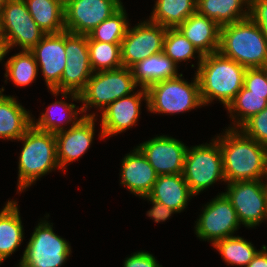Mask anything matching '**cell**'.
Segmentation results:
<instances>
[{
    "label": "cell",
    "mask_w": 267,
    "mask_h": 267,
    "mask_svg": "<svg viewBox=\"0 0 267 267\" xmlns=\"http://www.w3.org/2000/svg\"><path fill=\"white\" fill-rule=\"evenodd\" d=\"M225 128L214 137L222 153L226 183L262 180L267 169V147L240 129Z\"/></svg>",
    "instance_id": "6da1fadb"
},
{
    "label": "cell",
    "mask_w": 267,
    "mask_h": 267,
    "mask_svg": "<svg viewBox=\"0 0 267 267\" xmlns=\"http://www.w3.org/2000/svg\"><path fill=\"white\" fill-rule=\"evenodd\" d=\"M246 68L219 51L203 55L195 71L204 106L219 101L226 108L243 88Z\"/></svg>",
    "instance_id": "7a4b0ae2"
},
{
    "label": "cell",
    "mask_w": 267,
    "mask_h": 267,
    "mask_svg": "<svg viewBox=\"0 0 267 267\" xmlns=\"http://www.w3.org/2000/svg\"><path fill=\"white\" fill-rule=\"evenodd\" d=\"M17 141L22 142L16 191L19 194L60 167L57 162L54 133L39 130L32 124Z\"/></svg>",
    "instance_id": "3957f363"
},
{
    "label": "cell",
    "mask_w": 267,
    "mask_h": 267,
    "mask_svg": "<svg viewBox=\"0 0 267 267\" xmlns=\"http://www.w3.org/2000/svg\"><path fill=\"white\" fill-rule=\"evenodd\" d=\"M219 52L246 69L267 66V39L250 17L221 26Z\"/></svg>",
    "instance_id": "277c9868"
},
{
    "label": "cell",
    "mask_w": 267,
    "mask_h": 267,
    "mask_svg": "<svg viewBox=\"0 0 267 267\" xmlns=\"http://www.w3.org/2000/svg\"><path fill=\"white\" fill-rule=\"evenodd\" d=\"M138 86L131 68L93 72L86 87L79 94L84 117H98L97 112L88 113L91 108L101 113L110 103L134 93Z\"/></svg>",
    "instance_id": "5b68a950"
},
{
    "label": "cell",
    "mask_w": 267,
    "mask_h": 267,
    "mask_svg": "<svg viewBox=\"0 0 267 267\" xmlns=\"http://www.w3.org/2000/svg\"><path fill=\"white\" fill-rule=\"evenodd\" d=\"M191 82L179 76L156 82L147 89L148 109L153 114L175 115L203 107L196 74Z\"/></svg>",
    "instance_id": "8992f818"
},
{
    "label": "cell",
    "mask_w": 267,
    "mask_h": 267,
    "mask_svg": "<svg viewBox=\"0 0 267 267\" xmlns=\"http://www.w3.org/2000/svg\"><path fill=\"white\" fill-rule=\"evenodd\" d=\"M38 221L17 267H62L72 250L69 241L57 235L46 214Z\"/></svg>",
    "instance_id": "52a82bcc"
},
{
    "label": "cell",
    "mask_w": 267,
    "mask_h": 267,
    "mask_svg": "<svg viewBox=\"0 0 267 267\" xmlns=\"http://www.w3.org/2000/svg\"><path fill=\"white\" fill-rule=\"evenodd\" d=\"M182 174L195 196L210 188L217 181L225 184L219 142L213 137L209 143L187 147Z\"/></svg>",
    "instance_id": "ba28073f"
},
{
    "label": "cell",
    "mask_w": 267,
    "mask_h": 267,
    "mask_svg": "<svg viewBox=\"0 0 267 267\" xmlns=\"http://www.w3.org/2000/svg\"><path fill=\"white\" fill-rule=\"evenodd\" d=\"M1 35L7 49L30 51L46 34L31 17L24 0H7L0 11Z\"/></svg>",
    "instance_id": "9c48e42d"
},
{
    "label": "cell",
    "mask_w": 267,
    "mask_h": 267,
    "mask_svg": "<svg viewBox=\"0 0 267 267\" xmlns=\"http://www.w3.org/2000/svg\"><path fill=\"white\" fill-rule=\"evenodd\" d=\"M200 210L202 212L195 221L194 233L200 241L210 242L211 246L218 240L234 236L241 226L236 210L223 192L209 200Z\"/></svg>",
    "instance_id": "30bf717a"
},
{
    "label": "cell",
    "mask_w": 267,
    "mask_h": 267,
    "mask_svg": "<svg viewBox=\"0 0 267 267\" xmlns=\"http://www.w3.org/2000/svg\"><path fill=\"white\" fill-rule=\"evenodd\" d=\"M226 185L223 193L231 201L241 225L256 229L267 221V197L262 180L234 181Z\"/></svg>",
    "instance_id": "8fae6325"
},
{
    "label": "cell",
    "mask_w": 267,
    "mask_h": 267,
    "mask_svg": "<svg viewBox=\"0 0 267 267\" xmlns=\"http://www.w3.org/2000/svg\"><path fill=\"white\" fill-rule=\"evenodd\" d=\"M167 28L149 19L140 21L134 27L129 24L121 42L123 67L132 68L150 55L163 52V41Z\"/></svg>",
    "instance_id": "7c38bea8"
},
{
    "label": "cell",
    "mask_w": 267,
    "mask_h": 267,
    "mask_svg": "<svg viewBox=\"0 0 267 267\" xmlns=\"http://www.w3.org/2000/svg\"><path fill=\"white\" fill-rule=\"evenodd\" d=\"M122 6L121 0H64L65 30L88 35Z\"/></svg>",
    "instance_id": "4fadbf2b"
},
{
    "label": "cell",
    "mask_w": 267,
    "mask_h": 267,
    "mask_svg": "<svg viewBox=\"0 0 267 267\" xmlns=\"http://www.w3.org/2000/svg\"><path fill=\"white\" fill-rule=\"evenodd\" d=\"M140 89L134 93L124 96L110 103L101 113L100 117V139L110 138L116 134L126 132L135 126L140 119L142 101L148 109L147 89Z\"/></svg>",
    "instance_id": "5bb4252c"
},
{
    "label": "cell",
    "mask_w": 267,
    "mask_h": 267,
    "mask_svg": "<svg viewBox=\"0 0 267 267\" xmlns=\"http://www.w3.org/2000/svg\"><path fill=\"white\" fill-rule=\"evenodd\" d=\"M66 66L60 81V92L80 94L93 74L88 51L87 35L65 30Z\"/></svg>",
    "instance_id": "9a60e30c"
},
{
    "label": "cell",
    "mask_w": 267,
    "mask_h": 267,
    "mask_svg": "<svg viewBox=\"0 0 267 267\" xmlns=\"http://www.w3.org/2000/svg\"><path fill=\"white\" fill-rule=\"evenodd\" d=\"M158 175L183 173L187 147L169 135L155 137L136 146Z\"/></svg>",
    "instance_id": "2e32d148"
},
{
    "label": "cell",
    "mask_w": 267,
    "mask_h": 267,
    "mask_svg": "<svg viewBox=\"0 0 267 267\" xmlns=\"http://www.w3.org/2000/svg\"><path fill=\"white\" fill-rule=\"evenodd\" d=\"M33 54L39 70L42 72L48 92H60V81L66 66L65 31L48 33L33 47Z\"/></svg>",
    "instance_id": "e0dca14e"
},
{
    "label": "cell",
    "mask_w": 267,
    "mask_h": 267,
    "mask_svg": "<svg viewBox=\"0 0 267 267\" xmlns=\"http://www.w3.org/2000/svg\"><path fill=\"white\" fill-rule=\"evenodd\" d=\"M97 117H83L76 125L55 133L57 162L63 173L92 146Z\"/></svg>",
    "instance_id": "ac0fdd59"
},
{
    "label": "cell",
    "mask_w": 267,
    "mask_h": 267,
    "mask_svg": "<svg viewBox=\"0 0 267 267\" xmlns=\"http://www.w3.org/2000/svg\"><path fill=\"white\" fill-rule=\"evenodd\" d=\"M50 93L55 97L61 95V99H57L50 104L38 119L32 118V124L37 129L55 134L76 125L84 117L81 107L79 108L76 104L65 101V99L69 98L67 99L68 101L72 100V102L81 103L79 94L55 90H50Z\"/></svg>",
    "instance_id": "d6986e66"
},
{
    "label": "cell",
    "mask_w": 267,
    "mask_h": 267,
    "mask_svg": "<svg viewBox=\"0 0 267 267\" xmlns=\"http://www.w3.org/2000/svg\"><path fill=\"white\" fill-rule=\"evenodd\" d=\"M133 148L121 160L120 184L131 194L142 198L150 194L158 174L143 153L137 147Z\"/></svg>",
    "instance_id": "ffe728a7"
},
{
    "label": "cell",
    "mask_w": 267,
    "mask_h": 267,
    "mask_svg": "<svg viewBox=\"0 0 267 267\" xmlns=\"http://www.w3.org/2000/svg\"><path fill=\"white\" fill-rule=\"evenodd\" d=\"M0 88V140L16 141L32 125L34 117L24 108L15 96L4 95Z\"/></svg>",
    "instance_id": "44dd1931"
},
{
    "label": "cell",
    "mask_w": 267,
    "mask_h": 267,
    "mask_svg": "<svg viewBox=\"0 0 267 267\" xmlns=\"http://www.w3.org/2000/svg\"><path fill=\"white\" fill-rule=\"evenodd\" d=\"M202 55L219 51L220 26L197 11L177 27Z\"/></svg>",
    "instance_id": "7402d4cb"
},
{
    "label": "cell",
    "mask_w": 267,
    "mask_h": 267,
    "mask_svg": "<svg viewBox=\"0 0 267 267\" xmlns=\"http://www.w3.org/2000/svg\"><path fill=\"white\" fill-rule=\"evenodd\" d=\"M149 196L177 213H181L195 195L191 192L183 174L180 173L158 175Z\"/></svg>",
    "instance_id": "603a6c76"
},
{
    "label": "cell",
    "mask_w": 267,
    "mask_h": 267,
    "mask_svg": "<svg viewBox=\"0 0 267 267\" xmlns=\"http://www.w3.org/2000/svg\"><path fill=\"white\" fill-rule=\"evenodd\" d=\"M24 234L18 202L8 199L0 210V265L18 251Z\"/></svg>",
    "instance_id": "cb8c5ba5"
},
{
    "label": "cell",
    "mask_w": 267,
    "mask_h": 267,
    "mask_svg": "<svg viewBox=\"0 0 267 267\" xmlns=\"http://www.w3.org/2000/svg\"><path fill=\"white\" fill-rule=\"evenodd\" d=\"M178 67L168 56L161 52L150 55L131 69L139 87L148 88L156 82L179 76Z\"/></svg>",
    "instance_id": "d4e9b609"
},
{
    "label": "cell",
    "mask_w": 267,
    "mask_h": 267,
    "mask_svg": "<svg viewBox=\"0 0 267 267\" xmlns=\"http://www.w3.org/2000/svg\"><path fill=\"white\" fill-rule=\"evenodd\" d=\"M250 0H197L196 11L220 27L249 18Z\"/></svg>",
    "instance_id": "484cf974"
},
{
    "label": "cell",
    "mask_w": 267,
    "mask_h": 267,
    "mask_svg": "<svg viewBox=\"0 0 267 267\" xmlns=\"http://www.w3.org/2000/svg\"><path fill=\"white\" fill-rule=\"evenodd\" d=\"M27 9L46 33H60L65 31L64 0H24Z\"/></svg>",
    "instance_id": "4316f807"
},
{
    "label": "cell",
    "mask_w": 267,
    "mask_h": 267,
    "mask_svg": "<svg viewBox=\"0 0 267 267\" xmlns=\"http://www.w3.org/2000/svg\"><path fill=\"white\" fill-rule=\"evenodd\" d=\"M267 107V94L251 93L243 88L226 107L232 123L227 128L239 129L248 119Z\"/></svg>",
    "instance_id": "83f0119b"
},
{
    "label": "cell",
    "mask_w": 267,
    "mask_h": 267,
    "mask_svg": "<svg viewBox=\"0 0 267 267\" xmlns=\"http://www.w3.org/2000/svg\"><path fill=\"white\" fill-rule=\"evenodd\" d=\"M154 3L148 19L166 28H177L196 12L197 0H155Z\"/></svg>",
    "instance_id": "f1b7e54d"
},
{
    "label": "cell",
    "mask_w": 267,
    "mask_h": 267,
    "mask_svg": "<svg viewBox=\"0 0 267 267\" xmlns=\"http://www.w3.org/2000/svg\"><path fill=\"white\" fill-rule=\"evenodd\" d=\"M5 81L7 80L17 87H27L34 83L38 76L39 68L33 54L30 51L20 50L18 53L11 55L4 63ZM9 78V79H8Z\"/></svg>",
    "instance_id": "f546056e"
},
{
    "label": "cell",
    "mask_w": 267,
    "mask_h": 267,
    "mask_svg": "<svg viewBox=\"0 0 267 267\" xmlns=\"http://www.w3.org/2000/svg\"><path fill=\"white\" fill-rule=\"evenodd\" d=\"M227 265L246 267L259 249L245 238L234 235L216 241L213 245Z\"/></svg>",
    "instance_id": "4dcf8cb0"
},
{
    "label": "cell",
    "mask_w": 267,
    "mask_h": 267,
    "mask_svg": "<svg viewBox=\"0 0 267 267\" xmlns=\"http://www.w3.org/2000/svg\"><path fill=\"white\" fill-rule=\"evenodd\" d=\"M163 53L177 66L181 62H191L190 60L194 58L196 61L198 60L196 64L198 68L203 58L199 50L178 28H167L163 41Z\"/></svg>",
    "instance_id": "1f68e13d"
},
{
    "label": "cell",
    "mask_w": 267,
    "mask_h": 267,
    "mask_svg": "<svg viewBox=\"0 0 267 267\" xmlns=\"http://www.w3.org/2000/svg\"><path fill=\"white\" fill-rule=\"evenodd\" d=\"M128 14L124 5L112 16L95 27L88 35L87 41L121 43L129 26Z\"/></svg>",
    "instance_id": "d6a6232c"
},
{
    "label": "cell",
    "mask_w": 267,
    "mask_h": 267,
    "mask_svg": "<svg viewBox=\"0 0 267 267\" xmlns=\"http://www.w3.org/2000/svg\"><path fill=\"white\" fill-rule=\"evenodd\" d=\"M89 60L93 72L123 67L121 43L88 41Z\"/></svg>",
    "instance_id": "836d02e7"
},
{
    "label": "cell",
    "mask_w": 267,
    "mask_h": 267,
    "mask_svg": "<svg viewBox=\"0 0 267 267\" xmlns=\"http://www.w3.org/2000/svg\"><path fill=\"white\" fill-rule=\"evenodd\" d=\"M239 129L246 136L267 147V107L248 119Z\"/></svg>",
    "instance_id": "e575fe53"
},
{
    "label": "cell",
    "mask_w": 267,
    "mask_h": 267,
    "mask_svg": "<svg viewBox=\"0 0 267 267\" xmlns=\"http://www.w3.org/2000/svg\"><path fill=\"white\" fill-rule=\"evenodd\" d=\"M251 93L267 94L266 66L262 68H247L244 85Z\"/></svg>",
    "instance_id": "d590c367"
},
{
    "label": "cell",
    "mask_w": 267,
    "mask_h": 267,
    "mask_svg": "<svg viewBox=\"0 0 267 267\" xmlns=\"http://www.w3.org/2000/svg\"><path fill=\"white\" fill-rule=\"evenodd\" d=\"M123 267H163L149 251L140 250L131 253L123 260Z\"/></svg>",
    "instance_id": "8d00e7d4"
},
{
    "label": "cell",
    "mask_w": 267,
    "mask_h": 267,
    "mask_svg": "<svg viewBox=\"0 0 267 267\" xmlns=\"http://www.w3.org/2000/svg\"><path fill=\"white\" fill-rule=\"evenodd\" d=\"M249 17L261 28L267 39V0H250Z\"/></svg>",
    "instance_id": "74e56055"
},
{
    "label": "cell",
    "mask_w": 267,
    "mask_h": 267,
    "mask_svg": "<svg viewBox=\"0 0 267 267\" xmlns=\"http://www.w3.org/2000/svg\"><path fill=\"white\" fill-rule=\"evenodd\" d=\"M144 200H148L152 207L147 211L146 215L150 219L154 220L155 223H161L167 221L173 214L177 212L163 203L153 200L149 195L142 197Z\"/></svg>",
    "instance_id": "f35d334b"
},
{
    "label": "cell",
    "mask_w": 267,
    "mask_h": 267,
    "mask_svg": "<svg viewBox=\"0 0 267 267\" xmlns=\"http://www.w3.org/2000/svg\"><path fill=\"white\" fill-rule=\"evenodd\" d=\"M246 267H267V246L262 245L261 250L248 263Z\"/></svg>",
    "instance_id": "ab89813d"
},
{
    "label": "cell",
    "mask_w": 267,
    "mask_h": 267,
    "mask_svg": "<svg viewBox=\"0 0 267 267\" xmlns=\"http://www.w3.org/2000/svg\"><path fill=\"white\" fill-rule=\"evenodd\" d=\"M11 52L9 49H7L5 39L2 35H0V62L3 63L4 58L7 56V54Z\"/></svg>",
    "instance_id": "60d3db41"
},
{
    "label": "cell",
    "mask_w": 267,
    "mask_h": 267,
    "mask_svg": "<svg viewBox=\"0 0 267 267\" xmlns=\"http://www.w3.org/2000/svg\"><path fill=\"white\" fill-rule=\"evenodd\" d=\"M262 183H263V186H264V190H265V194H266V197H267V169H266V172L262 178Z\"/></svg>",
    "instance_id": "b9f144b4"
},
{
    "label": "cell",
    "mask_w": 267,
    "mask_h": 267,
    "mask_svg": "<svg viewBox=\"0 0 267 267\" xmlns=\"http://www.w3.org/2000/svg\"><path fill=\"white\" fill-rule=\"evenodd\" d=\"M6 2L7 0H0V11Z\"/></svg>",
    "instance_id": "7bdbcfd3"
}]
</instances>
